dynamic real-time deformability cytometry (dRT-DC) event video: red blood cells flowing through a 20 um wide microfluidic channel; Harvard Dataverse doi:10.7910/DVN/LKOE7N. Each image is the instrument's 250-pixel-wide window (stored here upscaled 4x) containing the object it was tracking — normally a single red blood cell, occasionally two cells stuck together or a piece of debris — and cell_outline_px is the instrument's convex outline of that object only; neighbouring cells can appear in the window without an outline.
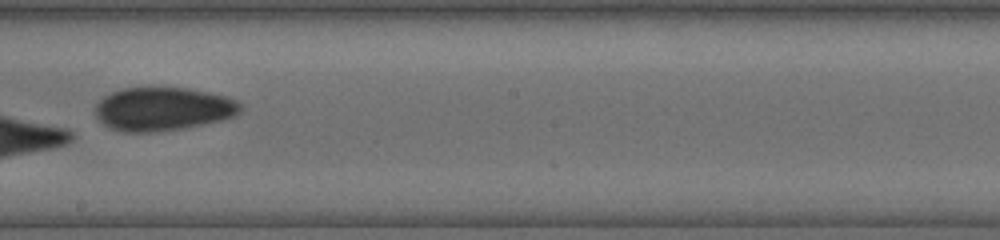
{"species": "human", "species_latin": "Homo sapiens", "temperature_condition": "cold", "stored_images_in_passage": 13, "camera_frame_rate_fps": 3000, "um_per_image_px": 0.085, "donor": {"sex": "female"}, "frame": {"image": 1, "passage_image": 6, "time_ms": 5.333, "image_size_px": [1000, 240], "cell_outline_px": [[244, 112], [236, 116], [224, 120], [184, 128], [152, 132], [124, 132], [108, 128], [96, 116], [96, 104], [104, 96], [120, 88], [188, 88], [228, 96], [244, 104]], "centroid_in_image_um": [13.93, 9.27], "position_along_channel_um": 234.3, "area_um2": 37.22}}
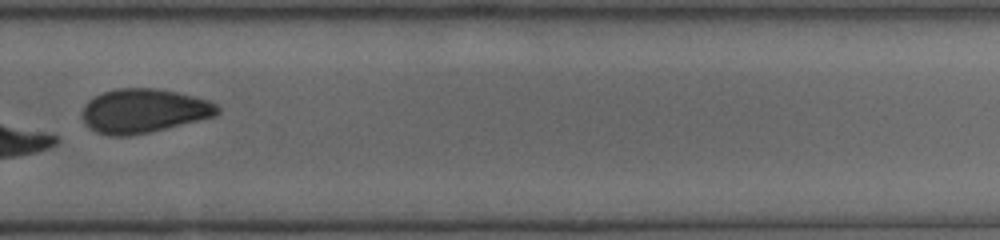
{"frame": {"image": 2, "passage_image": 8, "time_ms": 7.333, "image_size_px": [1000, 240], "cell_outline_px": [[220, 112], [212, 116], [148, 132], [128, 136], [108, 136], [96, 132], [84, 124], [84, 104], [88, 100], [104, 92], [116, 88], [156, 88], [176, 92], [208, 100], [216, 104], [220, 108]], "centroid_in_image_um": [12.17, 9.42], "position_along_channel_um": 317.6, "area_um2": 34.22}}